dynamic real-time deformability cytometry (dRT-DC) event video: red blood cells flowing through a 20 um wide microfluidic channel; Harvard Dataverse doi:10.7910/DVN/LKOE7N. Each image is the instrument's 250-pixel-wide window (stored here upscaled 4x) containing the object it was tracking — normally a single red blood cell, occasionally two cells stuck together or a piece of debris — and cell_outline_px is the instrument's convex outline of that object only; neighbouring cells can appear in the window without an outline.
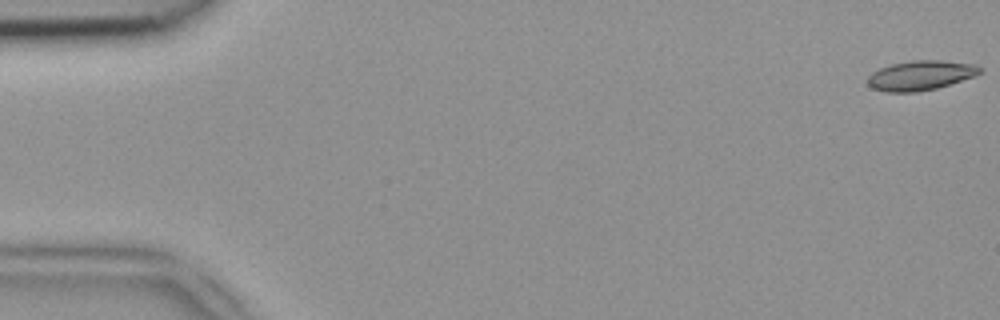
{"species": "common noctule bat (a hibernating species)", "species_latin": "Nyctalus noctula", "temperature_condition": "room temperature", "stored_images_in_passage": 50, "camera_frame_rate_fps": 3000, "um_per_image_px": 0.085, "animal": {"sex": "female", "body_mass_g": 18.4}, "frame": {"image": 1, "passage_image": 1, "time_ms": 0.0, "image_size_px": [1000, 320], "cell_outline_px": [[980, 72], [976, 76], [936, 88], [916, 92], [884, 92], [872, 88], [868, 84], [868, 76], [872, 72], [880, 68], [892, 64], [912, 60], [940, 60], [976, 64], [980, 68]], "centroid_in_image_um": [78.24, 6.41], "position_along_channel_um": 6.8, "area_um2": 19.36}}
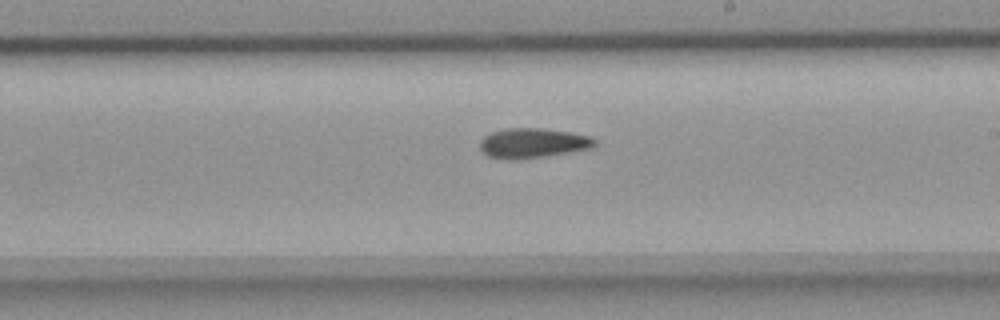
{"frame": {"image": 2, "passage_image": 29, "time_ms": 9.333, "image_size_px": [1000, 320], "cell_outline_px": [[596, 144], [592, 148], [544, 156], [516, 160], [508, 160], [488, 156], [480, 152], [480, 140], [484, 136], [492, 132], [508, 128], [544, 128], [572, 132], [592, 136], [596, 140]], "centroid_in_image_um": [45.28, 12.16], "position_along_channel_um": 243.7, "area_um2": 20.17}}
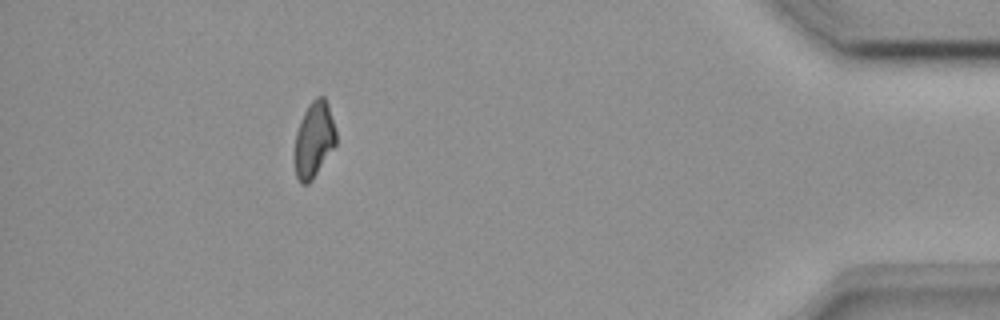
{"frame": {"image": 3, "passage_image": 45, "time_ms": 14.667, "image_size_px": [1000, 320], "cell_outline_px": [[336, 144], [312, 180], [308, 184], [300, 184], [296, 176], [292, 156], [296, 132], [304, 112], [308, 104], [316, 96], [324, 96], [328, 104], [336, 132]], "centroid_in_image_um": [26.64, 11.89], "position_along_channel_um": 408.6, "area_um2": 18.61}}